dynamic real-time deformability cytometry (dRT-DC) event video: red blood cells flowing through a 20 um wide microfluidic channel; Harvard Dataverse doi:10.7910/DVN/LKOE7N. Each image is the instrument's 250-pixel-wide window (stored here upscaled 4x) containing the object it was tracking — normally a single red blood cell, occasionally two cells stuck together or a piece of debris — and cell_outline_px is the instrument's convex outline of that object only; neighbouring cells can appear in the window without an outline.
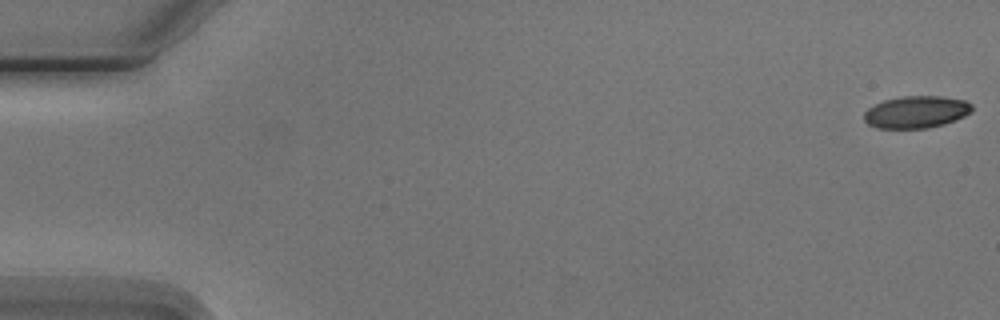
{"species": "Egyptian fruit bat (a non-hibernating species)", "species_latin": "Rousettus aegyptiacus", "temperature_condition": "cold", "stored_images_in_passage": 7, "camera_frame_rate_fps": 3000, "um_per_image_px": 0.085, "animal": {"sex": "male"}, "frame": {"image": 1, "passage_image": 1, "time_ms": 0.0, "image_size_px": [1000, 320], "cell_outline_px": [[972, 112], [964, 116], [944, 124], [928, 128], [876, 128], [868, 124], [864, 120], [864, 112], [868, 108], [884, 100], [900, 96], [940, 96], [964, 100], [972, 104]], "centroid_in_image_um": [77.87, 9.52], "position_along_channel_um": 7.1, "area_um2": 20.23}}
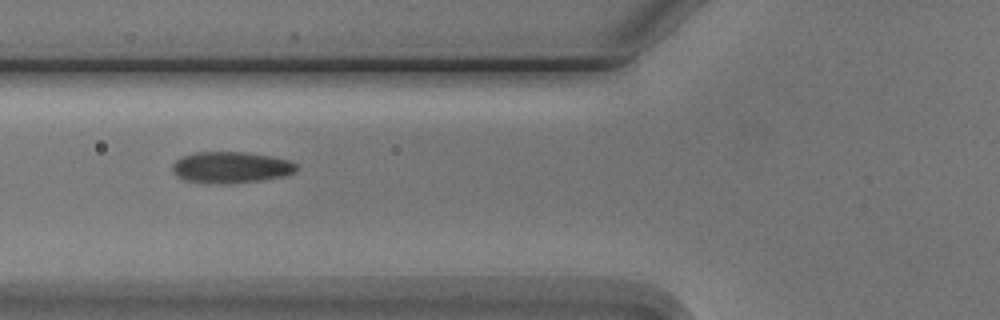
{"frame": {"image": 2, "passage_image": 6, "time_ms": 6.667, "image_size_px": [1000, 320], "cell_outline_px": [[296, 168], [292, 172], [284, 176], [264, 180], [220, 184], [216, 184], [184, 180], [176, 176], [172, 168], [172, 164], [176, 160], [184, 156], [196, 152], [244, 152], [268, 156], [288, 160], [296, 164]], "centroid_in_image_um": [19.58, 14.23], "position_along_channel_um": 106.2, "area_um2": 22.43}}
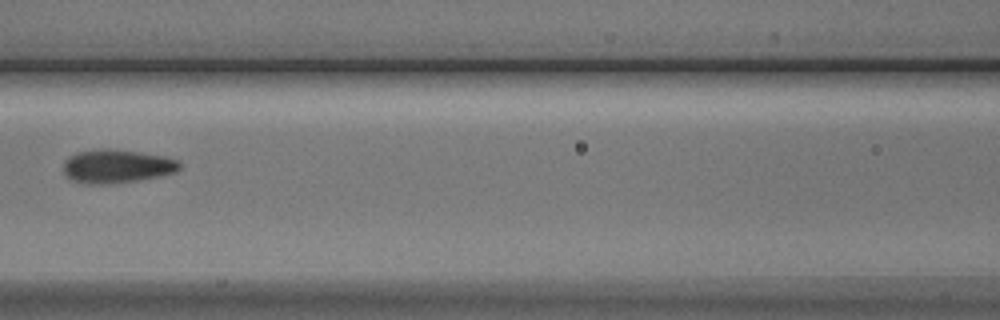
{"frame": {"image": 3, "passage_image": 7, "time_ms": 8.0, "image_size_px": [1000, 320], "cell_outline_px": [[180, 168], [176, 172], [160, 176], [140, 180], [112, 184], [84, 184], [72, 180], [64, 172], [64, 160], [68, 156], [76, 152], [100, 148], [108, 148], [164, 156], [176, 160], [180, 164]], "centroid_in_image_um": [9.9, 14.14], "position_along_channel_um": 156.7, "area_um2": 22.83}}